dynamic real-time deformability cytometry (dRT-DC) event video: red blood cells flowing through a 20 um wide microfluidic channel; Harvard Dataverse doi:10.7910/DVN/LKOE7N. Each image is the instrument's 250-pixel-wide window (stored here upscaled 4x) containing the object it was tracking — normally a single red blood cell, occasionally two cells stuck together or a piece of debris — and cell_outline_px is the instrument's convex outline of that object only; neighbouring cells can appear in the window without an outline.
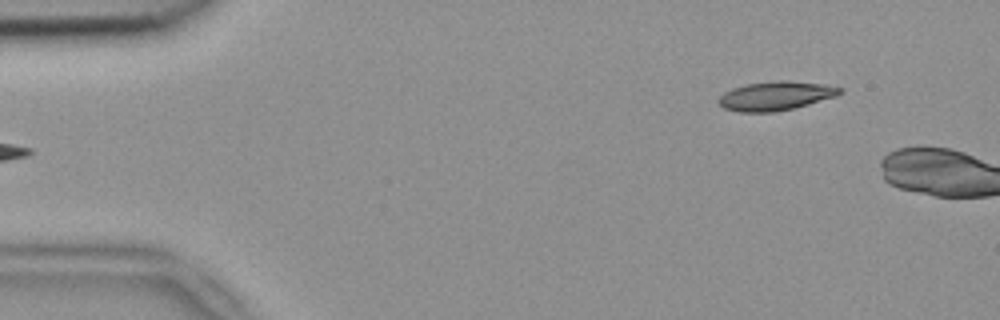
{"species": "common noctule bat (a hibernating species)", "species_latin": "Nyctalus noctula", "temperature_condition": "room temperature", "stored_images_in_passage": 4, "camera_frame_rate_fps": 3000, "um_per_image_px": 0.085, "animal": {"sex": "female", "body_mass_g": 18.4}, "frame": {"image": 1, "passage_image": 4, "time_ms": 1.0, "image_size_px": [1000, 320], "cell_outline_px": [[844, 92], [836, 96], [808, 104], [776, 112], [740, 112], [724, 108], [716, 100], [724, 92], [732, 88], [748, 84], [776, 80], [788, 80], [824, 84], [844, 88]], "centroid_in_image_um": [65.95, 8.14], "position_along_channel_um": 19.1, "area_um2": 20.52}}